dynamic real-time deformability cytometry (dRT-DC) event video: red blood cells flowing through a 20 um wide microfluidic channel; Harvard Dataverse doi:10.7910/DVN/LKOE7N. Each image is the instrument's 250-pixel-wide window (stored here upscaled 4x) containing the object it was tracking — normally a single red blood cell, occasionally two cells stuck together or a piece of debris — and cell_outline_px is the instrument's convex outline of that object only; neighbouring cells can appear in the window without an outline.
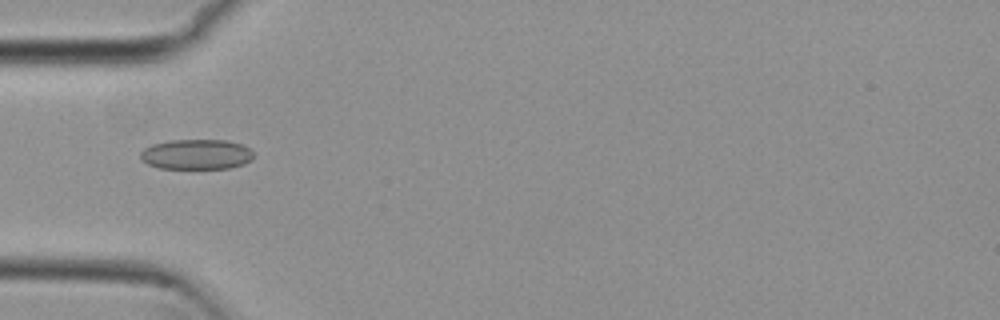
{"species": "common noctule bat (a hibernating species)", "species_latin": "Nyctalus noctula", "temperature_condition": "cold", "stored_images_in_passage": 39, "camera_frame_rate_fps": 3000, "um_per_image_px": 0.085, "animal": {"sex": "female", "body_mass_g": 29.2, "forearm_length_mm": 56.3}, "frame": {"image": 1, "passage_image": 2, "time_ms": 0.333, "image_size_px": [1000, 320], "cell_outline_px": [[256, 156], [252, 160], [244, 164], [228, 168], [160, 168], [148, 164], [140, 160], [140, 152], [144, 148], [152, 144], [172, 140], [228, 140], [240, 144], [248, 148]], "centroid_in_image_um": [16.7, 13.12], "position_along_channel_um": 68.3, "area_um2": 19.94}}
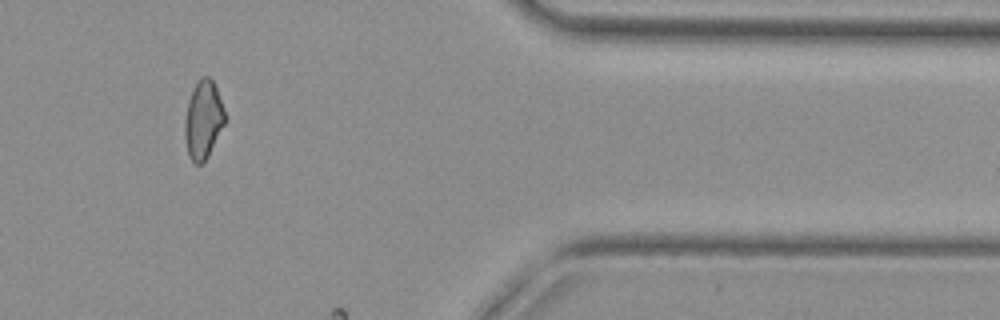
{"frame": {"image": 2, "passage_image": 30, "time_ms": 9.667, "image_size_px": [1000, 320], "cell_outline_px": [[224, 124], [208, 156], [200, 164], [196, 164], [188, 156], [184, 136], [184, 124], [188, 100], [192, 88], [200, 76], [208, 76], [212, 80], [216, 88], [224, 108]], "centroid_in_image_um": [17.25, 10.15], "position_along_channel_um": 394.2, "area_um2": 18.21}}
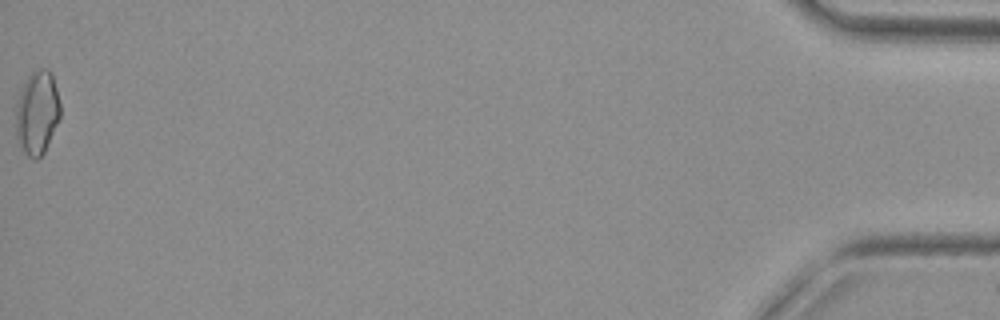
{"frame": {"image": 3, "passage_image": 39, "time_ms": 12.667, "image_size_px": [1000, 320], "cell_outline_px": [[60, 116], [44, 152], [36, 160], [32, 160], [24, 152], [16, 128], [16, 104], [20, 88], [28, 76], [32, 72], [40, 68], [48, 68], [52, 72], [60, 104]], "centroid_in_image_um": [3.16, 9.52], "position_along_channel_um": 432.0, "area_um2": 21.5}}